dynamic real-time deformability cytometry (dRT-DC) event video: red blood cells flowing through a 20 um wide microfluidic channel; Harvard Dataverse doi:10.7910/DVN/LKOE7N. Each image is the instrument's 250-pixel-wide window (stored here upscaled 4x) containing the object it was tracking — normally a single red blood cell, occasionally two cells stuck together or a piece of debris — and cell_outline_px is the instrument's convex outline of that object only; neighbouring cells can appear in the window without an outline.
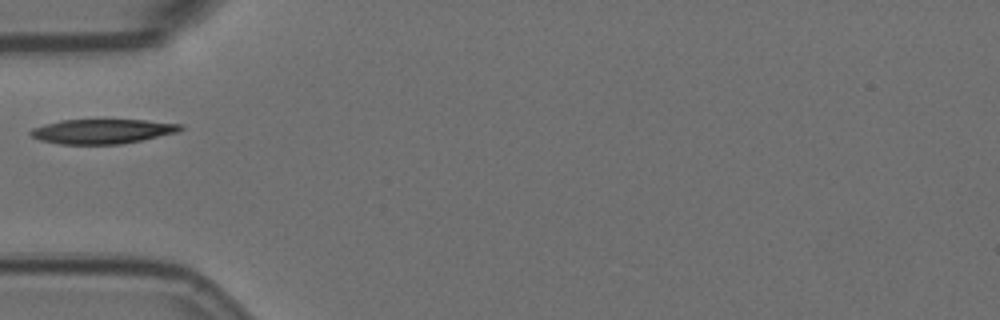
{"species": "Egyptian fruit bat (a non-hibernating species)", "species_latin": "Rousettus aegyptiacus", "temperature_condition": "room temperature", "stored_images_in_passage": 4, "camera_frame_rate_fps": 3000, "um_per_image_px": 0.085, "animal": {"sex": "female"}, "frame": {"image": 1, "passage_image": 1, "time_ms": 0.0, "image_size_px": [1000, 320], "cell_outline_px": [[184, 128], [180, 132], [120, 144], [60, 144], [40, 140], [32, 136], [28, 132], [32, 128], [44, 124], [60, 120], [144, 120], [184, 124]], "centroid_in_image_um": [8.72, 11.16], "position_along_channel_um": 76.3, "area_um2": 21.5}}
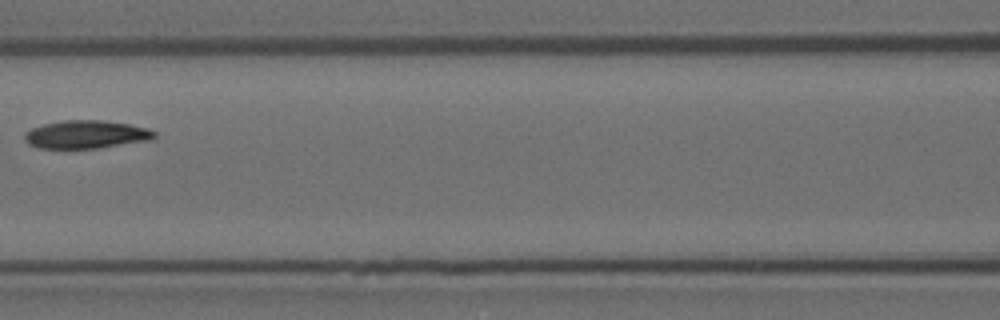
{"frame": {"image": 2, "passage_image": 3, "time_ms": 0.667, "image_size_px": [1000, 320], "cell_outline_px": [[156, 136], [152, 140], [96, 148], [40, 148], [28, 144], [24, 140], [24, 132], [32, 128], [44, 124], [64, 120], [100, 120], [128, 124], [148, 128], [156, 132]], "centroid_in_image_um": [7.32, 11.43], "position_along_channel_um": 159.3, "area_um2": 21.21}}
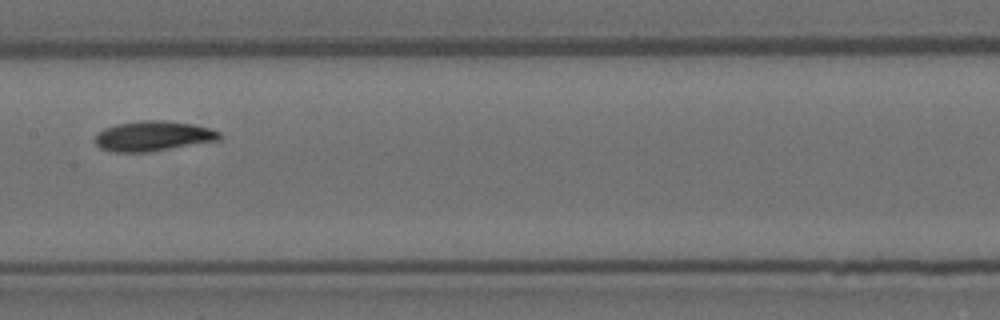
{"frame": {"image": 3, "passage_image": 4, "time_ms": 1.0, "image_size_px": [1000, 320], "cell_outline_px": [[220, 140], [148, 152], [116, 152], [100, 148], [96, 144], [96, 136], [104, 128], [116, 124], [140, 120], [164, 120], [192, 124], [208, 128], [220, 132]], "centroid_in_image_um": [13.01, 11.56], "position_along_channel_um": 194.4, "area_um2": 21.62}}